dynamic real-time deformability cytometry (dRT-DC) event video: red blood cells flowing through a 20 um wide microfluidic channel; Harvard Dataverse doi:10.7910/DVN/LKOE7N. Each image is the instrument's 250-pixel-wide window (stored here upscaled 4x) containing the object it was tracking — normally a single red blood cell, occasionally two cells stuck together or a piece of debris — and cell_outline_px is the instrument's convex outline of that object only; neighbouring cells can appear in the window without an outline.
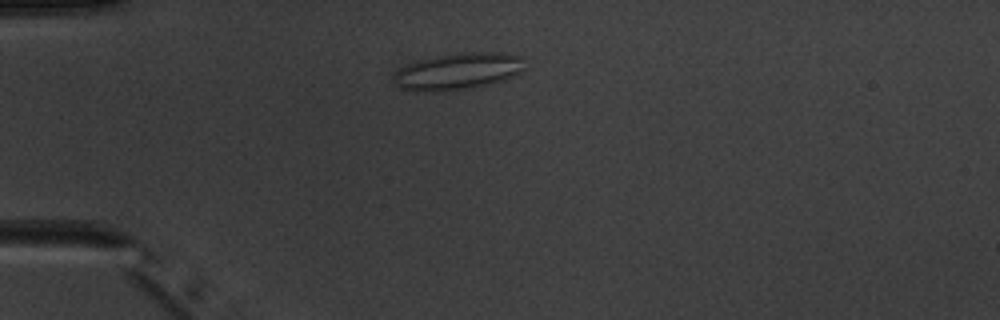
{"species": "common noctule bat (a hibernating species)", "species_latin": "Nyctalus noctula", "temperature_condition": "warm", "stored_images_in_passage": 4, "camera_frame_rate_fps": 3000, "um_per_image_px": 0.085, "animal": {"sex": "male", "body_mass_g": 20.1, "forearm_length_mm": 53.5}, "frame": {"image": 1, "passage_image": 2, "time_ms": 1.0, "image_size_px": [1000, 320], "cell_outline_px": [[524, 68], [520, 72], [504, 80], [488, 84], [468, 88], [444, 92], [416, 92], [404, 88], [396, 84], [396, 72], [400, 68], [408, 64], [420, 60], [436, 56], [464, 52], [504, 52], [524, 56]], "centroid_in_image_um": [38.99, 6.06], "position_along_channel_um": 46.0, "area_um2": 28.03}}
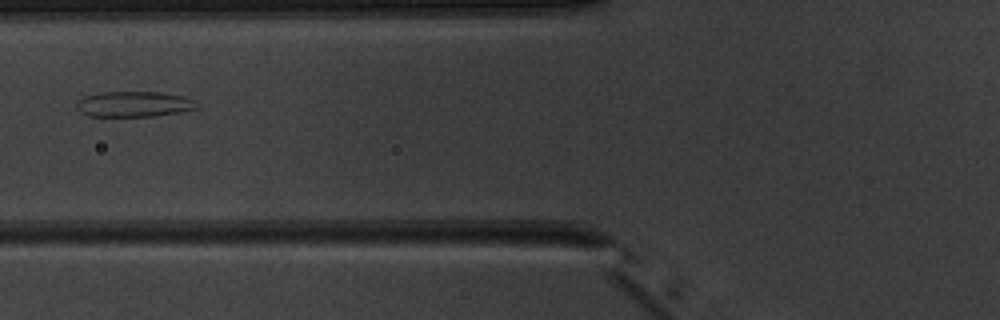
{"frame": {"image": 2, "passage_image": 4, "time_ms": 3.333, "image_size_px": [1000, 320], "cell_outline_px": [[200, 108], [180, 112], [152, 116], [88, 116], [80, 112], [76, 108], [76, 100], [84, 96], [100, 92], [160, 92], [184, 96], [200, 104]], "centroid_in_image_um": [11.38, 8.85], "position_along_channel_um": 114.4, "area_um2": 18.09}}